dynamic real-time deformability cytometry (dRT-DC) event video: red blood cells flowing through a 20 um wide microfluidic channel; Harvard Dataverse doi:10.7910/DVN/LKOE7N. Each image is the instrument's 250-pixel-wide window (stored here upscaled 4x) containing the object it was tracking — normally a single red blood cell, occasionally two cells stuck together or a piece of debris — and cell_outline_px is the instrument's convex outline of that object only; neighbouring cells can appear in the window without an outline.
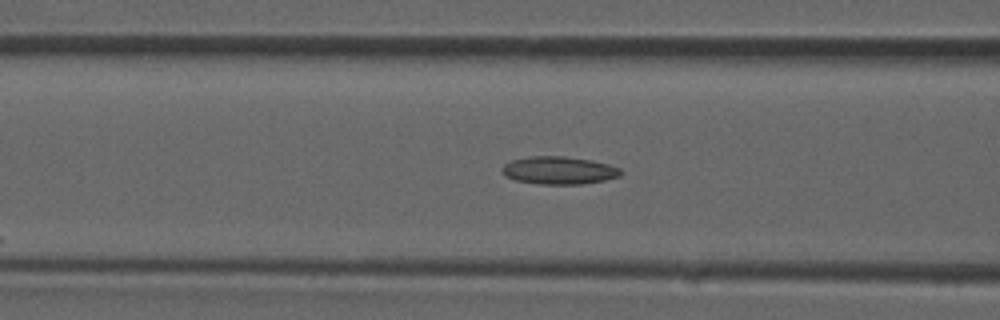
{"species": "common noctule bat (a hibernating species)", "species_latin": "Nyctalus noctula", "temperature_condition": "room temperature", "stored_images_in_passage": 20, "camera_frame_rate_fps": 3000, "um_per_image_px": 0.085, "animal": {"sex": "male", "forearm_length_mm": 52.5}, "frame": {"image": 1, "passage_image": 8, "time_ms": 2.333, "image_size_px": [1000, 320], "cell_outline_px": [[620, 176], [604, 180], [580, 184], [540, 184], [516, 180], [504, 176], [500, 172], [500, 168], [504, 164], [512, 160], [528, 156], [564, 156], [592, 160], [608, 164], [620, 168]], "centroid_in_image_um": [47.45, 14.47], "position_along_channel_um": 119.1, "area_um2": 19.25}}
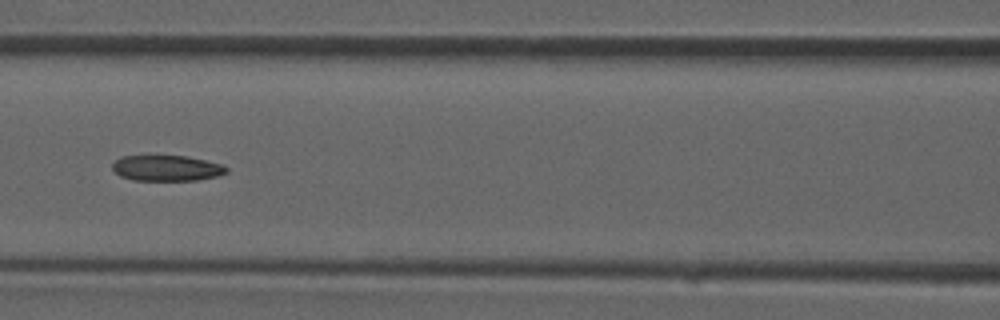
{"frame": {"image": 2, "passage_image": 10, "time_ms": 3.0, "image_size_px": [1000, 320], "cell_outline_px": [[228, 172], [216, 176], [196, 180], [132, 180], [120, 176], [112, 168], [112, 164], [120, 156], [148, 152], [188, 156], [220, 164], [228, 168]], "centroid_in_image_um": [14.08, 14.23], "position_along_channel_um": 152.5, "area_um2": 17.92}}